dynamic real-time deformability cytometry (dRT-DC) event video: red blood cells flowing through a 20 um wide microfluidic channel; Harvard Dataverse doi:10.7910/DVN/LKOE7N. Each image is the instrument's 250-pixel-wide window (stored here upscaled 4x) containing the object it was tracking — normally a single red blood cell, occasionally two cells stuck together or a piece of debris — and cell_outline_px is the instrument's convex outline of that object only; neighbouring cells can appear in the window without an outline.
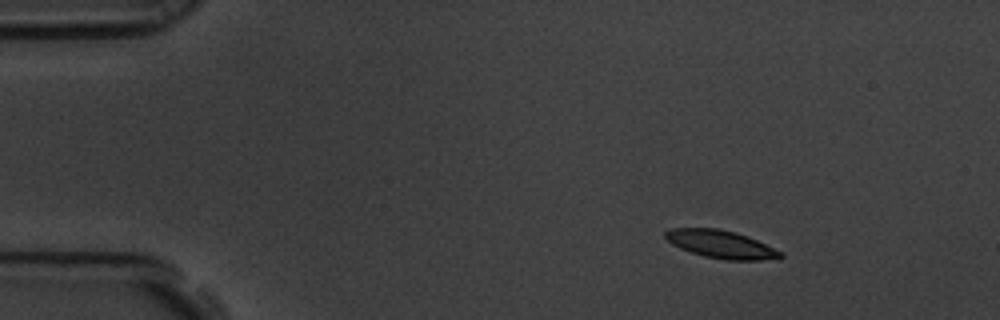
{"species": "common noctule bat (a hibernating species)", "species_latin": "Nyctalus noctula", "temperature_condition": "room temperature", "stored_images_in_passage": 10, "camera_frame_rate_fps": 3000, "um_per_image_px": 0.085, "animal": {"sex": "male", "body_mass_g": 19.5, "forearm_length_mm": 54.6}, "frame": {"image": 1, "passage_image": 1, "time_ms": 0.0, "image_size_px": [1000, 320], "cell_outline_px": [[784, 256], [780, 260], [728, 260], [704, 256], [680, 248], [672, 244], [664, 236], [664, 232], [668, 228], [720, 228], [736, 232], [748, 236], [784, 252]], "centroid_in_image_um": [61.35, 20.76], "position_along_channel_um": 23.7, "area_um2": 19.02}}
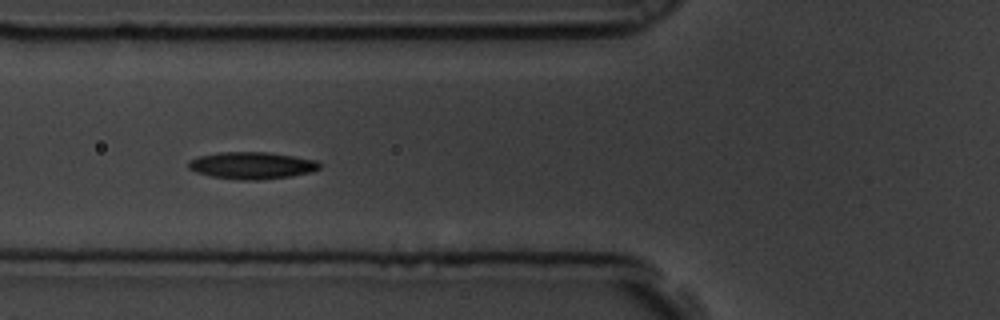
{"frame": {"image": 2, "passage_image": 5, "time_ms": 1.333, "image_size_px": [1000, 320], "cell_outline_px": [[320, 168], [312, 172], [292, 176], [260, 180], [244, 180], [212, 176], [196, 172], [188, 168], [188, 160], [200, 156], [220, 152], [268, 152], [316, 160], [320, 164]], "centroid_in_image_um": [21.41, 14.06], "position_along_channel_um": 104.4, "area_um2": 20.58}}
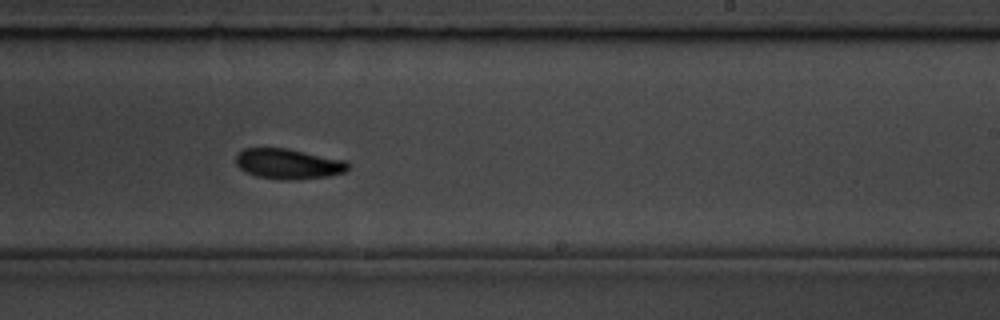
{"frame": {"image": 3, "passage_image": 9, "time_ms": 2.667, "image_size_px": [1000, 320], "cell_outline_px": [[348, 168], [344, 172], [328, 176], [292, 180], [284, 180], [256, 176], [240, 168], [236, 164], [236, 156], [244, 148], [288, 148], [344, 160], [348, 164]], "centroid_in_image_um": [24.49, 13.92], "position_along_channel_um": 264.5, "area_um2": 19.59}}